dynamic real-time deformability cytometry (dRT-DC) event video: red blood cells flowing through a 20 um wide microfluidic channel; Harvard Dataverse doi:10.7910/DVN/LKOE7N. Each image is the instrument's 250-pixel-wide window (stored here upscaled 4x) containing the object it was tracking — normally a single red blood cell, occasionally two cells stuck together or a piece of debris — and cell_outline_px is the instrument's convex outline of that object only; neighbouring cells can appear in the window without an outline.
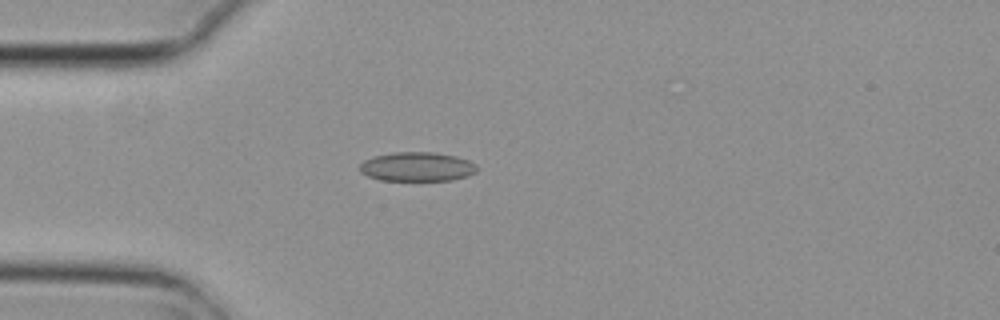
{"species": "common noctule bat (a hibernating species)", "species_latin": "Nyctalus noctula", "temperature_condition": "cold", "stored_images_in_passage": 5, "camera_frame_rate_fps": 3000, "um_per_image_px": 0.085, "animal": {"sex": "female", "body_mass_g": 29.2, "forearm_length_mm": 56.3}, "frame": {"image": 1, "passage_image": 4, "time_ms": 1.0, "image_size_px": [1000, 320], "cell_outline_px": [[480, 168], [476, 172], [468, 176], [452, 180], [380, 180], [368, 176], [360, 172], [360, 164], [364, 160], [372, 156], [392, 152], [432, 152], [456, 156], [468, 160], [476, 164]], "centroid_in_image_um": [35.46, 14.16], "position_along_channel_um": 49.5, "area_um2": 20.11}}